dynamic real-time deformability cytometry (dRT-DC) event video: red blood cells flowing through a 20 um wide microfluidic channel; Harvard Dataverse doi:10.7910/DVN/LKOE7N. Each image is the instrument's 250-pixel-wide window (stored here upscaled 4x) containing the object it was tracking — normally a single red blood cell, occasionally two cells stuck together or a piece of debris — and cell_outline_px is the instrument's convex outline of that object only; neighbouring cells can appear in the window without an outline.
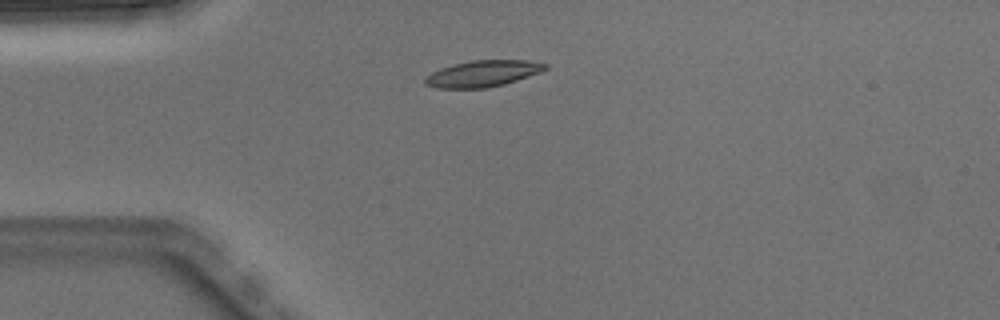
{"species": "Egyptian fruit bat (a non-hibernating species)", "species_latin": "Rousettus aegyptiacus", "temperature_condition": "warm", "stored_images_in_passage": 2, "camera_frame_rate_fps": 3000, "um_per_image_px": 0.085, "animal": {"sex": "male"}, "frame": {"image": 1, "passage_image": 2, "time_ms": 0.333, "image_size_px": [1000, 320], "cell_outline_px": [[548, 68], [540, 72], [504, 84], [484, 88], [436, 88], [424, 84], [424, 80], [432, 72], [440, 68], [472, 60], [528, 60], [548, 64]], "centroid_in_image_um": [41.04, 6.25], "position_along_channel_um": 44.0, "area_um2": 18.26}}